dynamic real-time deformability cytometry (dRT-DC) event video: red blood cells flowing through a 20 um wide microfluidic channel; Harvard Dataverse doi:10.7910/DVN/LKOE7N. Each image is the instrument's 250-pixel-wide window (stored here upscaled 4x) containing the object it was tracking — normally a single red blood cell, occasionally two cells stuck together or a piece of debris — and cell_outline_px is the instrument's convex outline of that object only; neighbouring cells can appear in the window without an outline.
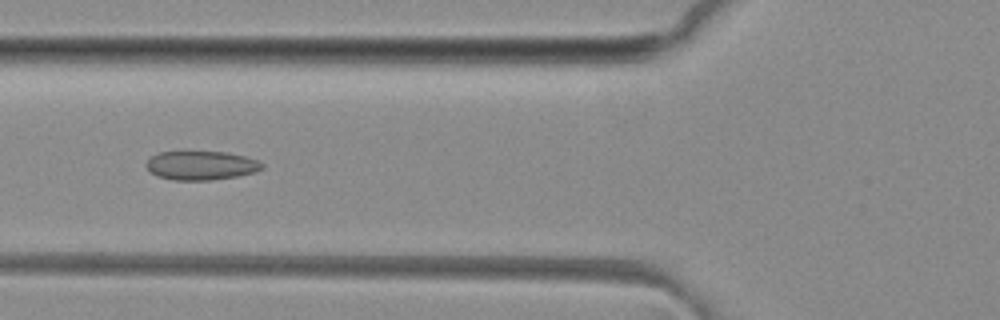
{"species": "common noctule bat (a hibernating species)", "species_latin": "Nyctalus noctula", "temperature_condition": "room temperature", "stored_images_in_passage": 43, "camera_frame_rate_fps": 3000, "um_per_image_px": 0.085, "animal": {"sex": "female", "body_mass_g": 29.2, "forearm_length_mm": 56.3}, "frame": {"image": 1, "passage_image": 12, "time_ms": 3.667, "image_size_px": [1000, 320], "cell_outline_px": [[264, 168], [256, 172], [236, 176], [212, 180], [172, 180], [156, 176], [144, 164], [152, 156], [160, 152], [224, 152], [244, 156], [260, 160], [264, 164]], "centroid_in_image_um": [17.13, 14.07], "position_along_channel_um": 108.7, "area_um2": 19.54}}
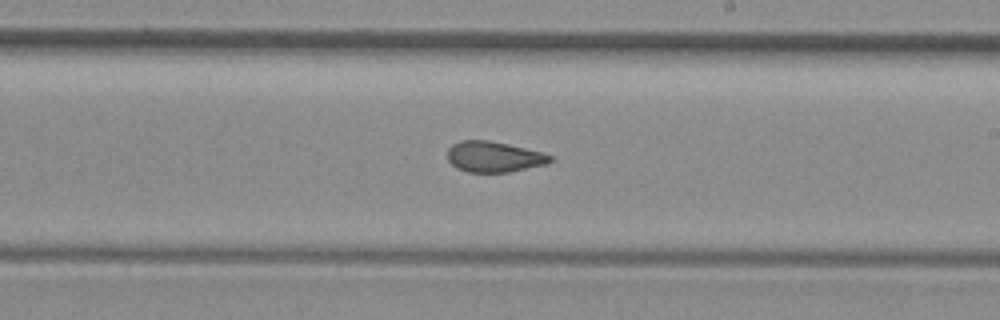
{"frame": {"image": 2, "passage_image": 22, "time_ms": 7.0, "image_size_px": [1000, 320], "cell_outline_px": [[552, 160], [548, 164], [508, 172], [468, 172], [456, 168], [448, 160], [448, 148], [452, 144], [460, 140], [488, 140], [508, 144], [544, 152], [552, 156]], "centroid_in_image_um": [41.99, 13.32], "position_along_channel_um": 247.0, "area_um2": 18.5}}
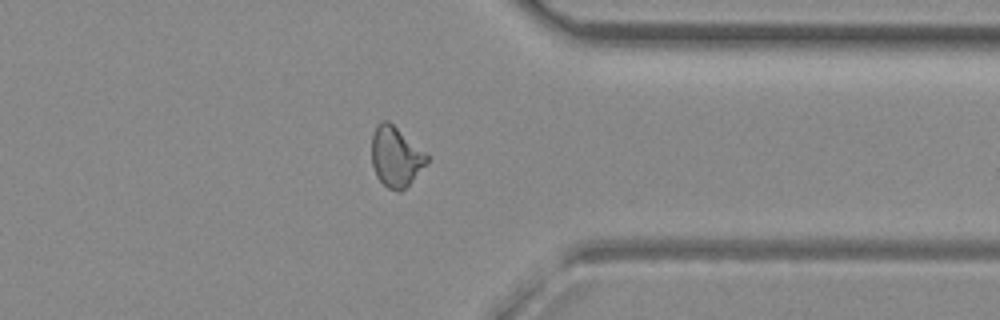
{"frame": {"image": 3, "passage_image": 32, "time_ms": 10.333, "image_size_px": [1000, 320], "cell_outline_px": [[428, 160], [412, 180], [400, 192], [396, 192], [388, 188], [376, 176], [372, 164], [372, 132], [376, 124], [380, 120], [388, 120], [428, 152]], "centroid_in_image_um": [33.63, 13.27], "position_along_channel_um": 377.8, "area_um2": 19.54}, "authors_computed_cell_mechanics": {"area_um2": 19.1896, "velocity_mm_per_s": 4.1508, "shape_relaxation_time_tau1_ms": null, "shape_relaxation_time_tau2_ms": 1.5995, "deformation_change_tau1": null, "deformation_change_tau2": 0.0739}}